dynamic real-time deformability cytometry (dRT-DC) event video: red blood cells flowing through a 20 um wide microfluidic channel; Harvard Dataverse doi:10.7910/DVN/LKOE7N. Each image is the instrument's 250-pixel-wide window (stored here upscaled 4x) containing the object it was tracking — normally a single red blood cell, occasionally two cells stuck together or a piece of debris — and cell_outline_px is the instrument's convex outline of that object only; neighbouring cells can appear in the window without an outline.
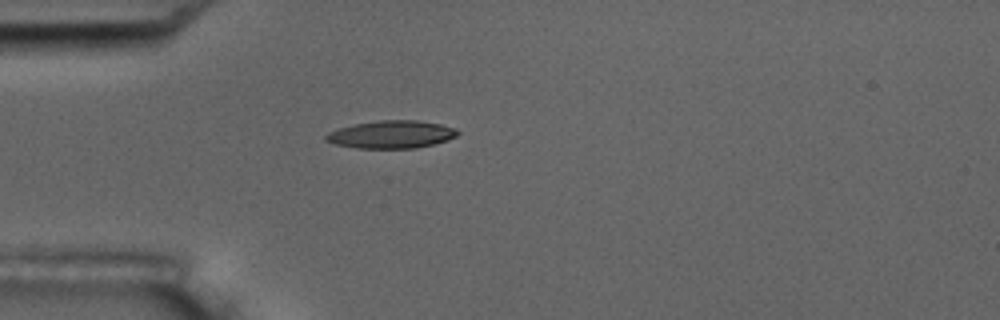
{"species": "common noctule bat (a hibernating species)", "species_latin": "Nyctalus noctula", "temperature_condition": "room temperature", "stored_images_in_passage": 2, "camera_frame_rate_fps": 3000, "um_per_image_px": 0.085, "animal": {"sex": "male", "body_mass_g": 17.5, "forearm_length_mm": 52.3}, "frame": {"image": 1, "passage_image": 1, "time_ms": 0.0, "image_size_px": [1000, 320], "cell_outline_px": [[460, 132], [456, 136], [448, 140], [416, 148], [356, 148], [336, 144], [324, 140], [324, 136], [328, 132], [340, 128], [356, 124], [380, 120], [416, 120], [440, 124], [456, 128]], "centroid_in_image_um": [33.28, 11.43], "position_along_channel_um": 51.7, "area_um2": 21.15}}